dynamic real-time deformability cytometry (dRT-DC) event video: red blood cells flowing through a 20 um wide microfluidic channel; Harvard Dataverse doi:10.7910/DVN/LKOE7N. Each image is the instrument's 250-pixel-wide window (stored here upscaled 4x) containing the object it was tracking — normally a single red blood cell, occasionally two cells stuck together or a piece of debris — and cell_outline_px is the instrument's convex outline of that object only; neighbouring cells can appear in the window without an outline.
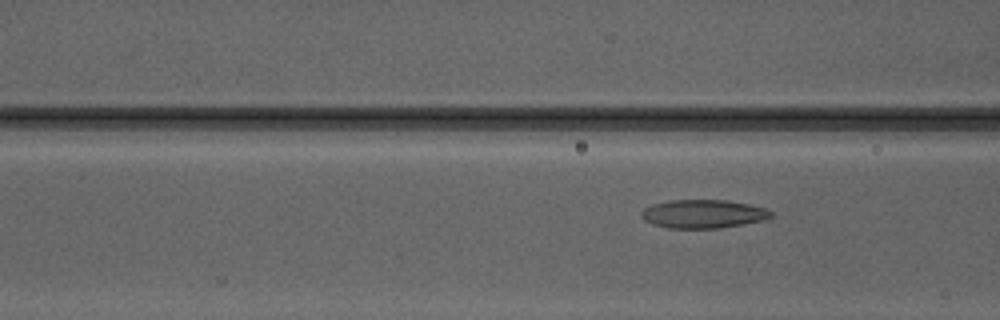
{"species": "Egyptian fruit bat (a non-hibernating species)", "species_latin": "Rousettus aegyptiacus", "temperature_condition": "warm", "stored_images_in_passage": 6, "camera_frame_rate_fps": 3000, "um_per_image_px": 0.085, "animal": {"sex": "male"}, "frame": {"image": 1, "passage_image": 6, "time_ms": 6.0, "image_size_px": [1000, 320], "cell_outline_px": [[772, 216], [764, 220], [720, 228], [668, 228], [652, 224], [644, 220], [640, 216], [640, 212], [644, 208], [652, 204], [668, 200], [728, 200], [748, 204], [764, 208], [772, 212]], "centroid_in_image_um": [59.72, 18.18], "position_along_channel_um": 106.9, "area_um2": 21.56}}